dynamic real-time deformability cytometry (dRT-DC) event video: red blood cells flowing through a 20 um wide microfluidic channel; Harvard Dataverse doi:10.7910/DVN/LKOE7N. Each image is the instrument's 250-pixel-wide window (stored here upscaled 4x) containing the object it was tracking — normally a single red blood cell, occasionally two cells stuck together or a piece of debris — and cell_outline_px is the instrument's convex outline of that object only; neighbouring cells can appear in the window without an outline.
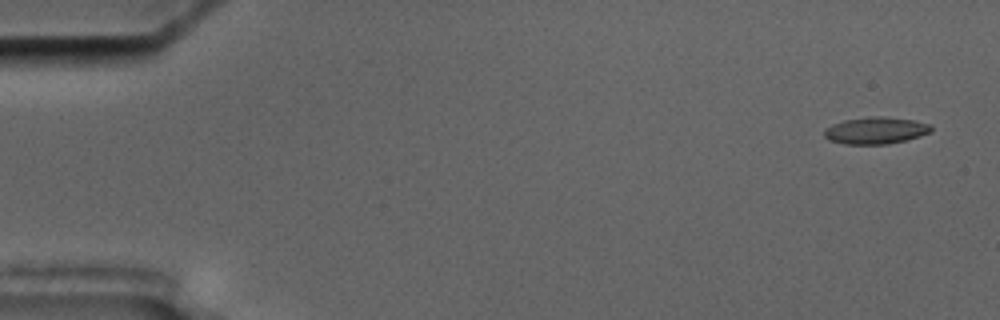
{"species": "common noctule bat (a hibernating species)", "species_latin": "Nyctalus noctula", "temperature_condition": "cold", "stored_images_in_passage": 3, "camera_frame_rate_fps": 3000, "um_per_image_px": 0.085, "animal": {"sex": "male", "body_mass_g": 17.5, "forearm_length_mm": 52.3}, "frame": {"image": 1, "passage_image": 1, "time_ms": 0.0, "image_size_px": [1000, 320], "cell_outline_px": [[932, 132], [920, 136], [888, 144], [844, 144], [828, 140], [824, 136], [824, 128], [832, 124], [844, 120], [868, 116], [884, 116], [912, 120], [928, 124], [932, 128]], "centroid_in_image_um": [74.39, 11.09], "position_along_channel_um": 10.6, "area_um2": 16.82}}